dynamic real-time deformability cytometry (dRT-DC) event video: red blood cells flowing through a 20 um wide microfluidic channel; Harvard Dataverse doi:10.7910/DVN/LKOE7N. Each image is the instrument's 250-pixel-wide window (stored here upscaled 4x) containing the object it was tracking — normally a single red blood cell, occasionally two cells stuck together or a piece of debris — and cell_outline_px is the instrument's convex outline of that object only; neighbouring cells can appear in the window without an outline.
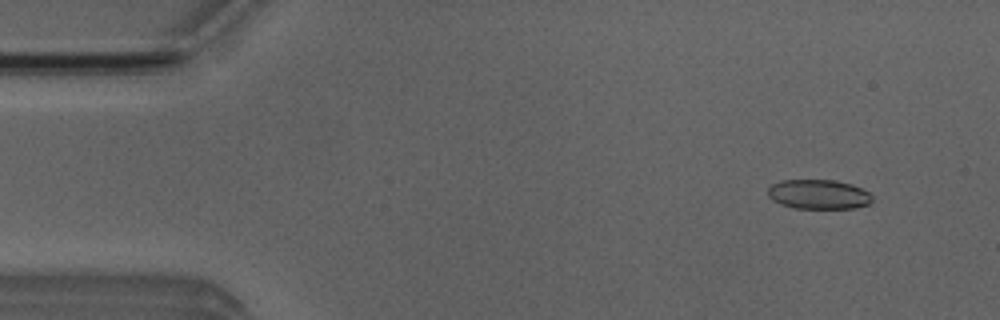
{"species": "Egyptian fruit bat (a non-hibernating species)", "species_latin": "Rousettus aegyptiacus", "temperature_condition": "room temperature", "stored_images_in_passage": 48, "camera_frame_rate_fps": 3000, "um_per_image_px": 0.085, "animal": {"sex": "male"}, "frame": {"image": 1, "passage_image": 4, "time_ms": 1.0, "image_size_px": [1000, 320], "cell_outline_px": [[872, 200], [868, 204], [856, 208], [792, 208], [780, 204], [772, 200], [768, 196], [768, 188], [772, 184], [780, 180], [832, 180], [852, 184], [868, 192], [872, 196]], "centroid_in_image_um": [69.55, 16.52], "position_along_channel_um": 15.5, "area_um2": 17.98}}
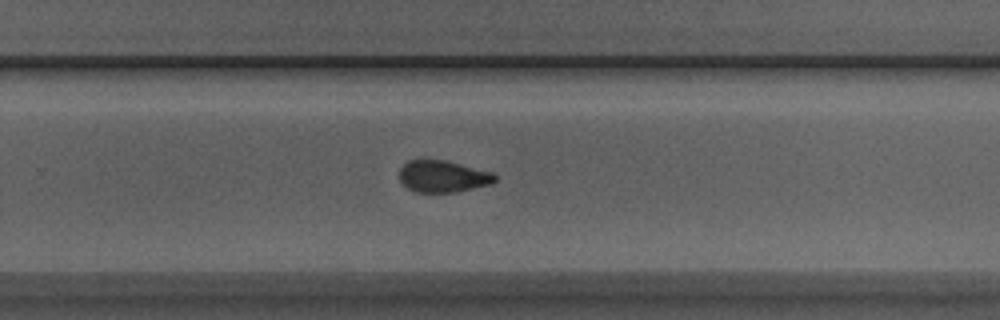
{"frame": {"image": 2, "passage_image": 32, "time_ms": 10.333, "image_size_px": [1000, 320], "cell_outline_px": [[496, 180], [492, 184], [456, 192], [416, 192], [408, 188], [400, 180], [400, 168], [408, 160], [444, 160], [492, 172], [496, 176]], "centroid_in_image_um": [37.65, 15.0], "position_along_channel_um": 292.1, "area_um2": 17.57}}
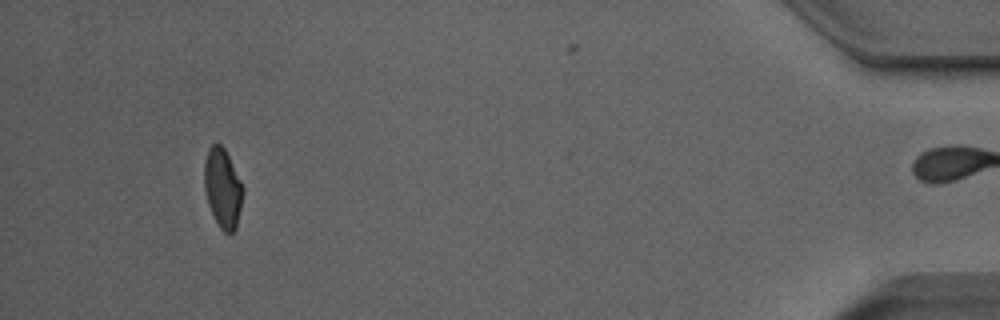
{"frame": {"image": 3, "passage_image": 47, "time_ms": 15.333, "image_size_px": [1000, 320], "cell_outline_px": [[244, 192], [236, 228], [228, 236], [220, 228], [208, 204], [204, 188], [204, 164], [208, 148], [216, 140], [224, 148], [244, 188]], "centroid_in_image_um": [18.92, 15.98], "position_along_channel_um": 416.3, "area_um2": 17.92}, "authors_computed_cell_mechanics": {"area_um2": 18.496, "velocity_mm_per_s": 4.0118, "shape_relaxation_time_tau1_ms": 6.0651, "shape_relaxation_time_tau2_ms": 1.6896, "deformation_change_tau1": 0.1309, "deformation_change_tau2": 0.0847}}